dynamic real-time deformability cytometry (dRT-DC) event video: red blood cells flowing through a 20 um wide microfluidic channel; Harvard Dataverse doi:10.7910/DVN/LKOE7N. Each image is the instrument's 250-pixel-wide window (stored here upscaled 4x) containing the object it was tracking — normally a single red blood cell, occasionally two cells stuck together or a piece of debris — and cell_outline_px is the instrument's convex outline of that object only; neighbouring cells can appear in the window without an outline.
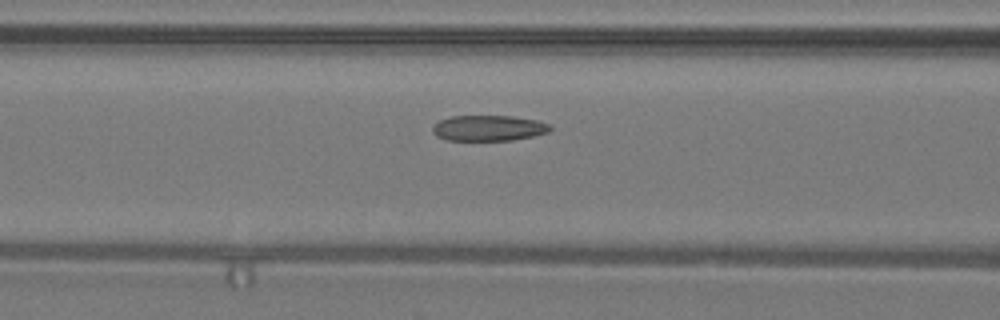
{"species": "common noctule bat (a hibernating species)", "species_latin": "Nyctalus noctula", "temperature_condition": "warm", "stored_images_in_passage": 32, "camera_frame_rate_fps": 3000, "um_per_image_px": 0.085, "animal": {"sex": "male", "body_mass_g": 19.2, "forearm_length_mm": 51.8}, "frame": {"image": 1, "passage_image": 12, "time_ms": 3.667, "image_size_px": [1000, 320], "cell_outline_px": [[552, 128], [548, 132], [532, 136], [512, 140], [444, 140], [436, 136], [432, 132], [432, 124], [440, 120], [452, 116], [512, 116], [536, 120], [548, 124]], "centroid_in_image_um": [41.47, 10.89], "position_along_channel_um": 125.1, "area_um2": 17.57}}
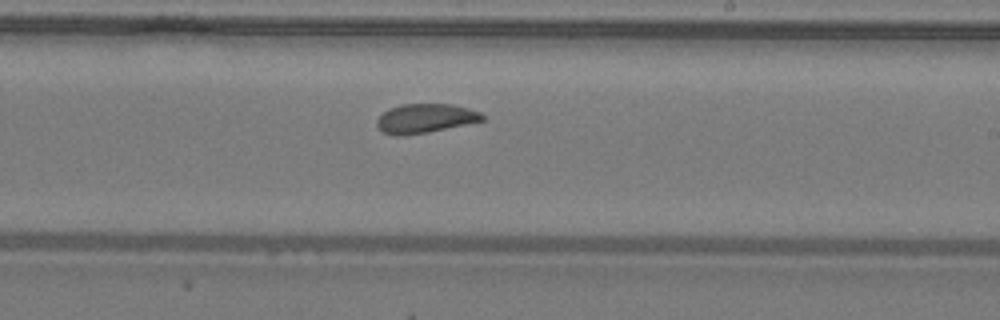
{"frame": {"image": 2, "passage_image": 21, "time_ms": 6.667, "image_size_px": [1000, 320], "cell_outline_px": [[484, 120], [428, 132], [400, 136], [396, 136], [384, 132], [376, 124], [376, 120], [388, 108], [400, 104], [452, 104], [468, 108], [480, 112], [484, 116]], "centroid_in_image_um": [36.12, 10.05], "position_along_channel_um": 252.9, "area_um2": 17.8}}
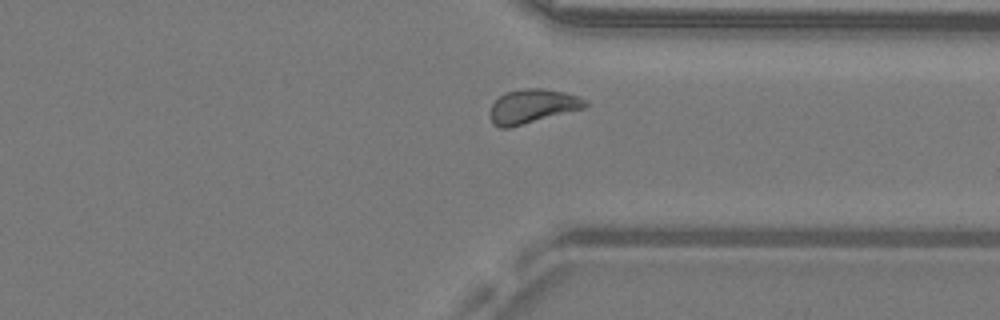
{"frame": {"image": 3, "passage_image": 29, "time_ms": 9.333, "image_size_px": [1000, 320], "cell_outline_px": [[588, 104], [584, 108], [508, 128], [500, 128], [492, 124], [488, 116], [488, 112], [492, 104], [504, 92], [520, 88], [540, 88], [564, 92], [588, 100]], "centroid_in_image_um": [45.2, 9.03], "position_along_channel_um": 366.2, "area_um2": 19.02}}